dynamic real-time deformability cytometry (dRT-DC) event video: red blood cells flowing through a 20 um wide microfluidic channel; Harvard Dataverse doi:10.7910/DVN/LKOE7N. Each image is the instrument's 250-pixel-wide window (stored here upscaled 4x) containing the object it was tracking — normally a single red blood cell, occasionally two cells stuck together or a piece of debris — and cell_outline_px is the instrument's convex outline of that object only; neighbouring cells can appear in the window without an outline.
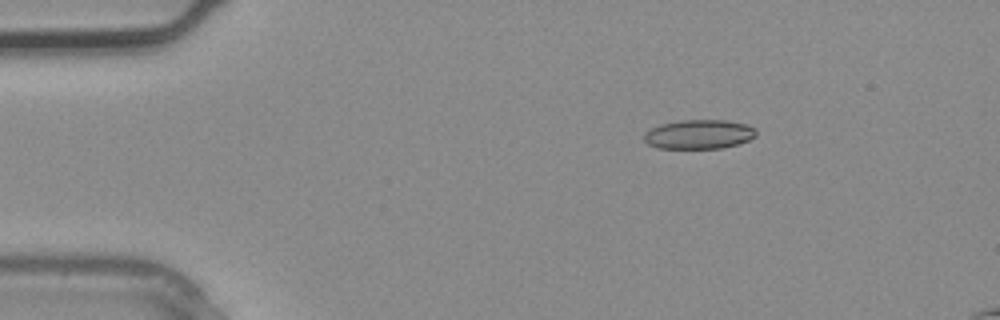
{"species": "common noctule bat (a hibernating species)", "species_latin": "Nyctalus noctula", "temperature_condition": "warm", "stored_images_in_passage": 2, "camera_frame_rate_fps": 3000, "um_per_image_px": 0.085, "animal": {"sex": "male", "body_mass_g": 20.4}, "frame": {"image": 1, "passage_image": 1, "time_ms": 0.0, "image_size_px": [1000, 320], "cell_outline_px": [[756, 136], [748, 140], [736, 144], [720, 148], [656, 148], [648, 144], [644, 140], [644, 132], [660, 124], [680, 120], [724, 120], [748, 124], [756, 128]], "centroid_in_image_um": [59.41, 11.41], "position_along_channel_um": 25.6, "area_um2": 19.13}}